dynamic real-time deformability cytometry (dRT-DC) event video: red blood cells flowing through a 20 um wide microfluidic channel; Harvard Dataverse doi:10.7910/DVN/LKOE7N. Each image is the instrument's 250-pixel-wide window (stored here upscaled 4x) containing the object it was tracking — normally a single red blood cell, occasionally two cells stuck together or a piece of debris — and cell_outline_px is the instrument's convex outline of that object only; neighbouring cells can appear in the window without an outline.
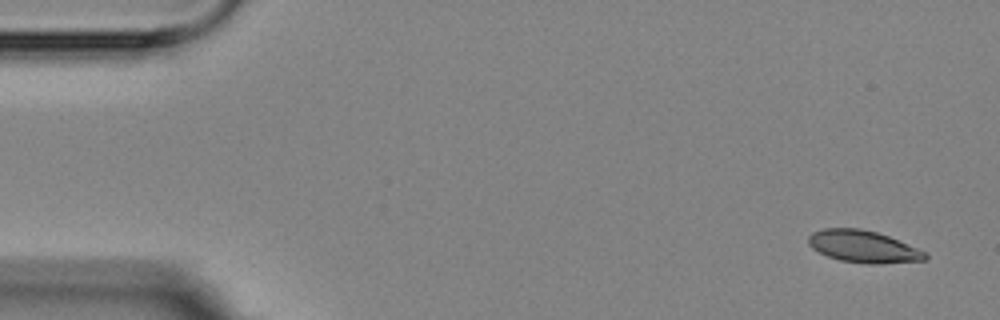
{"species": "Egyptian fruit bat (a non-hibernating species)", "species_latin": "Rousettus aegyptiacus", "temperature_condition": "room temperature", "stored_images_in_passage": 5, "camera_frame_rate_fps": 3000, "um_per_image_px": 0.085, "animal": {"sex": "female"}, "frame": {"image": 1, "passage_image": 1, "time_ms": 0.0, "image_size_px": [1000, 320], "cell_outline_px": [[928, 256], [924, 260], [880, 264], [868, 264], [840, 260], [828, 256], [812, 248], [808, 244], [808, 236], [812, 232], [824, 228], [860, 228], [876, 232], [888, 236], [928, 252]], "centroid_in_image_um": [73.38, 20.95], "position_along_channel_um": 11.6, "area_um2": 21.85}}
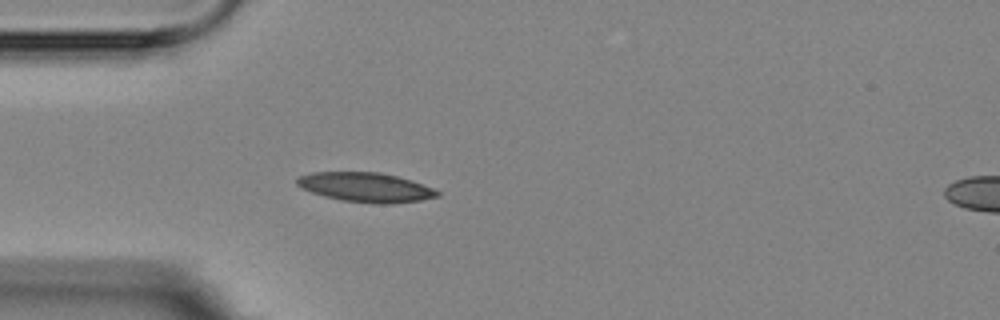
{"frame": {"image": 2, "passage_image": 5, "time_ms": 4.333, "image_size_px": [1000, 320], "cell_outline_px": [[440, 196], [420, 200], [392, 204], [376, 204], [340, 200], [324, 196], [312, 192], [296, 184], [296, 180], [300, 176], [312, 172], [380, 172], [412, 180], [432, 188], [440, 192]], "centroid_in_image_um": [31.11, 15.92], "position_along_channel_um": 53.9, "area_um2": 24.04}}